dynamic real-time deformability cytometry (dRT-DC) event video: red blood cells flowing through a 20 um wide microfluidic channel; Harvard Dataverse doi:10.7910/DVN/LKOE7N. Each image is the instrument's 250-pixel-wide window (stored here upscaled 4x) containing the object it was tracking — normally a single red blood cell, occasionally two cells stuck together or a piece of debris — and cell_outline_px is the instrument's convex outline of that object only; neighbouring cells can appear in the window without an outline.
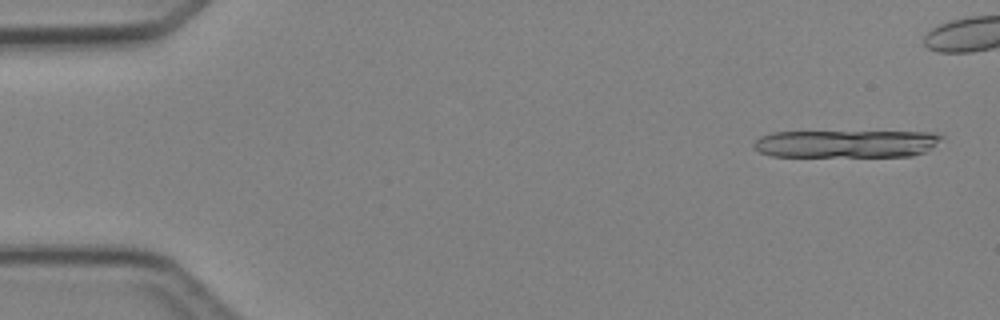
{"species": "Egyptian fruit bat (a non-hibernating species)", "species_latin": "Rousettus aegyptiacus", "temperature_condition": "cold", "stored_images_in_passage": 4, "camera_frame_rate_fps": 3000, "um_per_image_px": 0.085, "animal": {"sex": "female"}, "frame": {"image": 1, "passage_image": 1, "time_ms": 0.0, "image_size_px": [1000, 320], "cell_outline_px": [[944, 136], [924, 152], [912, 156], [772, 156], [760, 152], [752, 144], [760, 136], [772, 132], [928, 132]], "centroid_in_image_um": [71.88, 12.22], "position_along_channel_um": 13.1, "area_um2": 29.88}}